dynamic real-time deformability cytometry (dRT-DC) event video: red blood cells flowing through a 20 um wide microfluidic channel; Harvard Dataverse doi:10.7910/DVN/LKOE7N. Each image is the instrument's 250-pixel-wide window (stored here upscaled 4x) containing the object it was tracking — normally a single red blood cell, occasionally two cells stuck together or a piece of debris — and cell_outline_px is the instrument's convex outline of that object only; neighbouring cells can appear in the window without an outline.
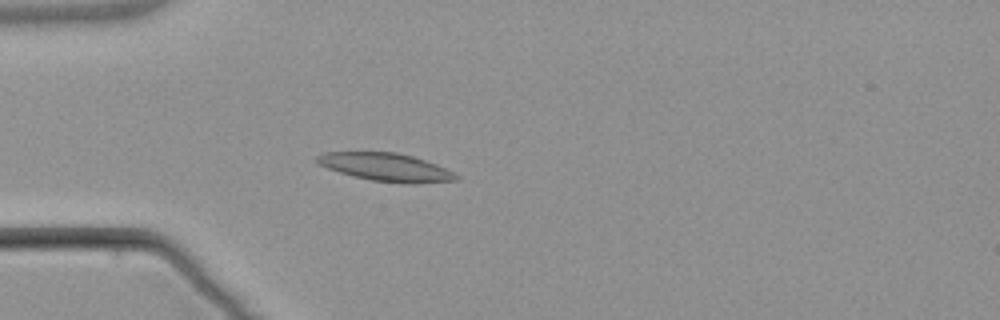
{"species": "common noctule bat (a hibernating species)", "species_latin": "Nyctalus noctula", "temperature_condition": "warm", "stored_images_in_passage": 4, "camera_frame_rate_fps": 3000, "um_per_image_px": 0.085, "animal": {"sex": "male", "body_mass_g": 21.5, "forearm_length_mm": 52.0}, "frame": {"image": 1, "passage_image": 4, "time_ms": 5.0, "image_size_px": [1000, 320], "cell_outline_px": [[460, 180], [416, 184], [408, 184], [372, 180], [352, 176], [328, 168], [320, 164], [316, 160], [316, 156], [324, 152], [396, 152], [412, 156], [436, 164], [460, 176]], "centroid_in_image_um": [32.84, 14.22], "position_along_channel_um": 52.2, "area_um2": 22.66}}